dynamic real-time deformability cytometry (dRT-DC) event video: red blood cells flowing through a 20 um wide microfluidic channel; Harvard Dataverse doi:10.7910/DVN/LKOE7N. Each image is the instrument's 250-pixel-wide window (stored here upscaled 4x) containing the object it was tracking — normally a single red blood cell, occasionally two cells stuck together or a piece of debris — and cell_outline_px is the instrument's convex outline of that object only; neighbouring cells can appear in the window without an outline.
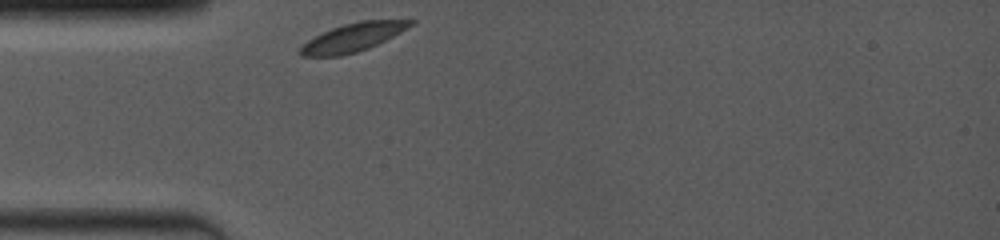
{"species": "common noctule bat (a hibernating species)", "species_latin": "Nyctalus noctula", "temperature_condition": "room temperature", "stored_images_in_passage": 4, "camera_frame_rate_fps": 4000, "um_per_image_px": 0.085, "animal": {"sex": "female", "body_mass_g": 19.0, "forearm_length_mm": 53.3}, "frame": {"image": 1, "passage_image": 1, "time_ms": 0.0, "image_size_px": [1000, 240], "cell_outline_px": [[416, 24], [368, 48], [356, 52], [340, 56], [300, 56], [296, 52], [308, 40], [332, 28], [344, 24], [360, 20], [416, 20]], "centroid_in_image_um": [29.99, 3.17], "position_along_channel_um": 55.0, "area_um2": 18.03}}
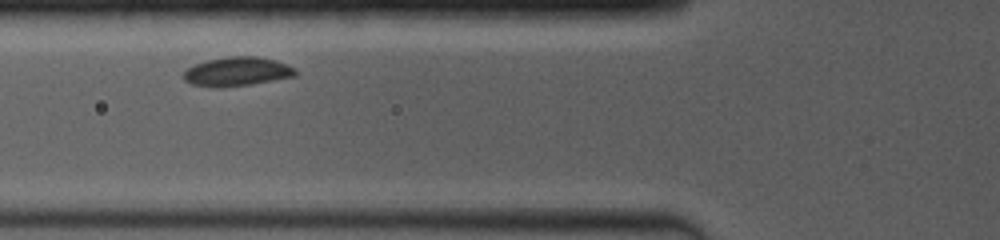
{"frame": {"image": 2, "passage_image": 3, "time_ms": 1.5, "image_size_px": [1000, 240], "cell_outline_px": [[296, 76], [252, 84], [220, 88], [212, 88], [192, 84], [184, 80], [184, 72], [188, 68], [196, 64], [208, 60], [232, 56], [256, 56], [276, 60], [288, 64], [296, 68]], "centroid_in_image_um": [20.18, 6.09], "position_along_channel_um": 105.6, "area_um2": 19.02}}